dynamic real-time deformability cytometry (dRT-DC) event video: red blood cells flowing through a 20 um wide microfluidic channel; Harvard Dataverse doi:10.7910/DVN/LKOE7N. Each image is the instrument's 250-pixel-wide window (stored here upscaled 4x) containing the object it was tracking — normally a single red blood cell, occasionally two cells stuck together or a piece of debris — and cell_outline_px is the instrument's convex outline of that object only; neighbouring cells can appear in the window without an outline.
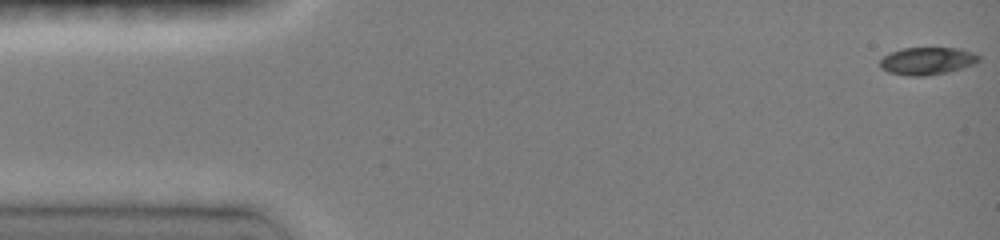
{"species": "common noctule bat (a hibernating species)", "species_latin": "Nyctalus noctula", "temperature_condition": "room temperature", "stored_images_in_passage": 10, "camera_frame_rate_fps": 3000, "um_per_image_px": 0.085, "animal": {"sex": "female", "body_mass_g": 19.0, "forearm_length_mm": 51.5}, "frame": {"image": 1, "passage_image": 1, "time_ms": 0.0, "image_size_px": [1000, 240], "cell_outline_px": [[980, 60], [976, 64], [948, 72], [924, 76], [908, 76], [888, 72], [880, 68], [880, 60], [884, 56], [892, 52], [904, 48], [960, 48], [972, 52], [980, 56]], "centroid_in_image_um": [78.83, 5.19], "position_along_channel_um": 6.2, "area_um2": 15.9}}
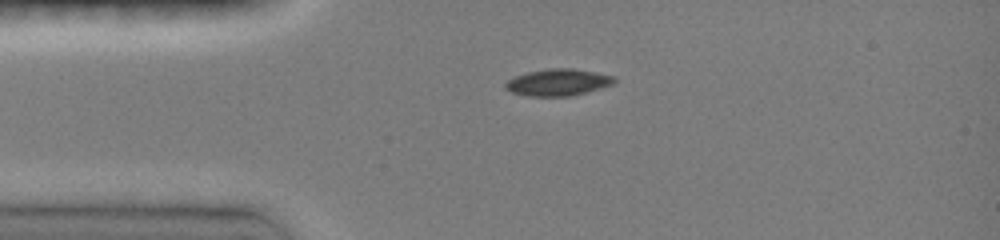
{"frame": {"image": 2, "passage_image": 7, "time_ms": 3.333, "image_size_px": [1000, 240], "cell_outline_px": [[616, 84], [572, 96], [528, 96], [512, 92], [504, 88], [504, 84], [508, 80], [516, 76], [528, 72], [548, 68], [572, 68], [616, 76]], "centroid_in_image_um": [47.47, 7.0], "position_along_channel_um": 37.5, "area_um2": 17.11}}